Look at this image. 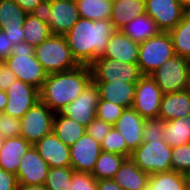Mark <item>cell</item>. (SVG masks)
I'll list each match as a JSON object with an SVG mask.
<instances>
[{"label": "cell", "instance_id": "obj_29", "mask_svg": "<svg viewBox=\"0 0 190 190\" xmlns=\"http://www.w3.org/2000/svg\"><path fill=\"white\" fill-rule=\"evenodd\" d=\"M176 55L190 60V10H186L182 20L169 31Z\"/></svg>", "mask_w": 190, "mask_h": 190}, {"label": "cell", "instance_id": "obj_31", "mask_svg": "<svg viewBox=\"0 0 190 190\" xmlns=\"http://www.w3.org/2000/svg\"><path fill=\"white\" fill-rule=\"evenodd\" d=\"M27 14L14 0H0V30L22 28Z\"/></svg>", "mask_w": 190, "mask_h": 190}, {"label": "cell", "instance_id": "obj_49", "mask_svg": "<svg viewBox=\"0 0 190 190\" xmlns=\"http://www.w3.org/2000/svg\"><path fill=\"white\" fill-rule=\"evenodd\" d=\"M18 190H47L45 185H18Z\"/></svg>", "mask_w": 190, "mask_h": 190}, {"label": "cell", "instance_id": "obj_44", "mask_svg": "<svg viewBox=\"0 0 190 190\" xmlns=\"http://www.w3.org/2000/svg\"><path fill=\"white\" fill-rule=\"evenodd\" d=\"M31 14L37 17L40 21L48 24L51 15V0H43L36 6Z\"/></svg>", "mask_w": 190, "mask_h": 190}, {"label": "cell", "instance_id": "obj_32", "mask_svg": "<svg viewBox=\"0 0 190 190\" xmlns=\"http://www.w3.org/2000/svg\"><path fill=\"white\" fill-rule=\"evenodd\" d=\"M125 159L122 155L102 151L91 174L96 180L113 179Z\"/></svg>", "mask_w": 190, "mask_h": 190}, {"label": "cell", "instance_id": "obj_52", "mask_svg": "<svg viewBox=\"0 0 190 190\" xmlns=\"http://www.w3.org/2000/svg\"><path fill=\"white\" fill-rule=\"evenodd\" d=\"M5 138H3L2 136H0V148L2 147L3 143H4Z\"/></svg>", "mask_w": 190, "mask_h": 190}, {"label": "cell", "instance_id": "obj_37", "mask_svg": "<svg viewBox=\"0 0 190 190\" xmlns=\"http://www.w3.org/2000/svg\"><path fill=\"white\" fill-rule=\"evenodd\" d=\"M123 106L113 104L106 100H99L96 108V117L103 120L106 123L114 125L115 122L120 118L123 110Z\"/></svg>", "mask_w": 190, "mask_h": 190}, {"label": "cell", "instance_id": "obj_48", "mask_svg": "<svg viewBox=\"0 0 190 190\" xmlns=\"http://www.w3.org/2000/svg\"><path fill=\"white\" fill-rule=\"evenodd\" d=\"M28 14L36 8L43 0H14Z\"/></svg>", "mask_w": 190, "mask_h": 190}, {"label": "cell", "instance_id": "obj_25", "mask_svg": "<svg viewBox=\"0 0 190 190\" xmlns=\"http://www.w3.org/2000/svg\"><path fill=\"white\" fill-rule=\"evenodd\" d=\"M86 131V127L72 118L55 113L53 121V133L68 146L79 140Z\"/></svg>", "mask_w": 190, "mask_h": 190}, {"label": "cell", "instance_id": "obj_34", "mask_svg": "<svg viewBox=\"0 0 190 190\" xmlns=\"http://www.w3.org/2000/svg\"><path fill=\"white\" fill-rule=\"evenodd\" d=\"M73 173L71 166L49 168L44 185L47 190H70Z\"/></svg>", "mask_w": 190, "mask_h": 190}, {"label": "cell", "instance_id": "obj_22", "mask_svg": "<svg viewBox=\"0 0 190 190\" xmlns=\"http://www.w3.org/2000/svg\"><path fill=\"white\" fill-rule=\"evenodd\" d=\"M190 114V88L163 94L158 118L169 121Z\"/></svg>", "mask_w": 190, "mask_h": 190}, {"label": "cell", "instance_id": "obj_6", "mask_svg": "<svg viewBox=\"0 0 190 190\" xmlns=\"http://www.w3.org/2000/svg\"><path fill=\"white\" fill-rule=\"evenodd\" d=\"M171 153L172 147L164 139H150L142 142L130 157L138 168L151 175L171 170Z\"/></svg>", "mask_w": 190, "mask_h": 190}, {"label": "cell", "instance_id": "obj_42", "mask_svg": "<svg viewBox=\"0 0 190 190\" xmlns=\"http://www.w3.org/2000/svg\"><path fill=\"white\" fill-rule=\"evenodd\" d=\"M16 80L17 77L5 61H0V90L6 92L10 85Z\"/></svg>", "mask_w": 190, "mask_h": 190}, {"label": "cell", "instance_id": "obj_11", "mask_svg": "<svg viewBox=\"0 0 190 190\" xmlns=\"http://www.w3.org/2000/svg\"><path fill=\"white\" fill-rule=\"evenodd\" d=\"M145 13L162 32L172 30L183 18L186 9L179 0H144Z\"/></svg>", "mask_w": 190, "mask_h": 190}, {"label": "cell", "instance_id": "obj_15", "mask_svg": "<svg viewBox=\"0 0 190 190\" xmlns=\"http://www.w3.org/2000/svg\"><path fill=\"white\" fill-rule=\"evenodd\" d=\"M17 170L18 185H44L49 166L32 145L21 157Z\"/></svg>", "mask_w": 190, "mask_h": 190}, {"label": "cell", "instance_id": "obj_10", "mask_svg": "<svg viewBox=\"0 0 190 190\" xmlns=\"http://www.w3.org/2000/svg\"><path fill=\"white\" fill-rule=\"evenodd\" d=\"M163 92L150 75L136 83L132 108L144 119L158 118Z\"/></svg>", "mask_w": 190, "mask_h": 190}, {"label": "cell", "instance_id": "obj_13", "mask_svg": "<svg viewBox=\"0 0 190 190\" xmlns=\"http://www.w3.org/2000/svg\"><path fill=\"white\" fill-rule=\"evenodd\" d=\"M6 93L8 99L4 113L19 119L40 101V90L18 79L10 85Z\"/></svg>", "mask_w": 190, "mask_h": 190}, {"label": "cell", "instance_id": "obj_18", "mask_svg": "<svg viewBox=\"0 0 190 190\" xmlns=\"http://www.w3.org/2000/svg\"><path fill=\"white\" fill-rule=\"evenodd\" d=\"M33 146L50 168L70 166V146L65 145L53 132Z\"/></svg>", "mask_w": 190, "mask_h": 190}, {"label": "cell", "instance_id": "obj_23", "mask_svg": "<svg viewBox=\"0 0 190 190\" xmlns=\"http://www.w3.org/2000/svg\"><path fill=\"white\" fill-rule=\"evenodd\" d=\"M32 145L21 136L5 138L0 148V167L5 171L17 174L21 157Z\"/></svg>", "mask_w": 190, "mask_h": 190}, {"label": "cell", "instance_id": "obj_4", "mask_svg": "<svg viewBox=\"0 0 190 190\" xmlns=\"http://www.w3.org/2000/svg\"><path fill=\"white\" fill-rule=\"evenodd\" d=\"M35 55L47 74L66 72L79 66L65 35H51L35 47Z\"/></svg>", "mask_w": 190, "mask_h": 190}, {"label": "cell", "instance_id": "obj_28", "mask_svg": "<svg viewBox=\"0 0 190 190\" xmlns=\"http://www.w3.org/2000/svg\"><path fill=\"white\" fill-rule=\"evenodd\" d=\"M163 136L165 142L172 148L190 143V114L185 118L166 121Z\"/></svg>", "mask_w": 190, "mask_h": 190}, {"label": "cell", "instance_id": "obj_7", "mask_svg": "<svg viewBox=\"0 0 190 190\" xmlns=\"http://www.w3.org/2000/svg\"><path fill=\"white\" fill-rule=\"evenodd\" d=\"M150 76L163 94L174 93L190 88V60L178 55L167 60Z\"/></svg>", "mask_w": 190, "mask_h": 190}, {"label": "cell", "instance_id": "obj_24", "mask_svg": "<svg viewBox=\"0 0 190 190\" xmlns=\"http://www.w3.org/2000/svg\"><path fill=\"white\" fill-rule=\"evenodd\" d=\"M142 14H145L144 0H113L110 19L116 30H122Z\"/></svg>", "mask_w": 190, "mask_h": 190}, {"label": "cell", "instance_id": "obj_36", "mask_svg": "<svg viewBox=\"0 0 190 190\" xmlns=\"http://www.w3.org/2000/svg\"><path fill=\"white\" fill-rule=\"evenodd\" d=\"M171 170L186 175L190 173V143L172 148Z\"/></svg>", "mask_w": 190, "mask_h": 190}, {"label": "cell", "instance_id": "obj_38", "mask_svg": "<svg viewBox=\"0 0 190 190\" xmlns=\"http://www.w3.org/2000/svg\"><path fill=\"white\" fill-rule=\"evenodd\" d=\"M166 121L160 118L144 119L143 142L150 139H164Z\"/></svg>", "mask_w": 190, "mask_h": 190}, {"label": "cell", "instance_id": "obj_20", "mask_svg": "<svg viewBox=\"0 0 190 190\" xmlns=\"http://www.w3.org/2000/svg\"><path fill=\"white\" fill-rule=\"evenodd\" d=\"M98 91L100 100H106L123 106L124 108L132 107L136 84L129 82H93Z\"/></svg>", "mask_w": 190, "mask_h": 190}, {"label": "cell", "instance_id": "obj_17", "mask_svg": "<svg viewBox=\"0 0 190 190\" xmlns=\"http://www.w3.org/2000/svg\"><path fill=\"white\" fill-rule=\"evenodd\" d=\"M113 127L124 137L131 152L143 142L144 118L132 107L123 110Z\"/></svg>", "mask_w": 190, "mask_h": 190}, {"label": "cell", "instance_id": "obj_5", "mask_svg": "<svg viewBox=\"0 0 190 190\" xmlns=\"http://www.w3.org/2000/svg\"><path fill=\"white\" fill-rule=\"evenodd\" d=\"M169 32H160L139 44L138 66L143 75H150L175 56Z\"/></svg>", "mask_w": 190, "mask_h": 190}, {"label": "cell", "instance_id": "obj_3", "mask_svg": "<svg viewBox=\"0 0 190 190\" xmlns=\"http://www.w3.org/2000/svg\"><path fill=\"white\" fill-rule=\"evenodd\" d=\"M4 61L18 80L41 90L47 73L36 58L34 46L24 41L18 43L13 46L12 54Z\"/></svg>", "mask_w": 190, "mask_h": 190}, {"label": "cell", "instance_id": "obj_8", "mask_svg": "<svg viewBox=\"0 0 190 190\" xmlns=\"http://www.w3.org/2000/svg\"><path fill=\"white\" fill-rule=\"evenodd\" d=\"M92 82H129L136 84L143 76L137 63L98 57L90 66Z\"/></svg>", "mask_w": 190, "mask_h": 190}, {"label": "cell", "instance_id": "obj_16", "mask_svg": "<svg viewBox=\"0 0 190 190\" xmlns=\"http://www.w3.org/2000/svg\"><path fill=\"white\" fill-rule=\"evenodd\" d=\"M79 18L76 2L51 0V15L48 25L53 35H65Z\"/></svg>", "mask_w": 190, "mask_h": 190}, {"label": "cell", "instance_id": "obj_45", "mask_svg": "<svg viewBox=\"0 0 190 190\" xmlns=\"http://www.w3.org/2000/svg\"><path fill=\"white\" fill-rule=\"evenodd\" d=\"M12 42L6 37V33L0 30V61H4L12 54Z\"/></svg>", "mask_w": 190, "mask_h": 190}, {"label": "cell", "instance_id": "obj_53", "mask_svg": "<svg viewBox=\"0 0 190 190\" xmlns=\"http://www.w3.org/2000/svg\"><path fill=\"white\" fill-rule=\"evenodd\" d=\"M188 180H189V185H190V173L188 174Z\"/></svg>", "mask_w": 190, "mask_h": 190}, {"label": "cell", "instance_id": "obj_1", "mask_svg": "<svg viewBox=\"0 0 190 190\" xmlns=\"http://www.w3.org/2000/svg\"><path fill=\"white\" fill-rule=\"evenodd\" d=\"M115 31L111 19L93 21L79 18L65 37L77 63L90 66L98 57L103 56Z\"/></svg>", "mask_w": 190, "mask_h": 190}, {"label": "cell", "instance_id": "obj_33", "mask_svg": "<svg viewBox=\"0 0 190 190\" xmlns=\"http://www.w3.org/2000/svg\"><path fill=\"white\" fill-rule=\"evenodd\" d=\"M113 0H76L80 18L110 19Z\"/></svg>", "mask_w": 190, "mask_h": 190}, {"label": "cell", "instance_id": "obj_12", "mask_svg": "<svg viewBox=\"0 0 190 190\" xmlns=\"http://www.w3.org/2000/svg\"><path fill=\"white\" fill-rule=\"evenodd\" d=\"M99 100V91L92 82L60 113L87 127L96 117V108Z\"/></svg>", "mask_w": 190, "mask_h": 190}, {"label": "cell", "instance_id": "obj_9", "mask_svg": "<svg viewBox=\"0 0 190 190\" xmlns=\"http://www.w3.org/2000/svg\"><path fill=\"white\" fill-rule=\"evenodd\" d=\"M55 113L41 100L33 105L20 119L21 137L35 145L44 136L53 132Z\"/></svg>", "mask_w": 190, "mask_h": 190}, {"label": "cell", "instance_id": "obj_21", "mask_svg": "<svg viewBox=\"0 0 190 190\" xmlns=\"http://www.w3.org/2000/svg\"><path fill=\"white\" fill-rule=\"evenodd\" d=\"M150 174L137 167L136 162L126 158L113 180L124 190H148Z\"/></svg>", "mask_w": 190, "mask_h": 190}, {"label": "cell", "instance_id": "obj_35", "mask_svg": "<svg viewBox=\"0 0 190 190\" xmlns=\"http://www.w3.org/2000/svg\"><path fill=\"white\" fill-rule=\"evenodd\" d=\"M100 146L103 152L116 153L126 158L130 157L132 153L127 148L124 137L115 127H112L104 140L100 142Z\"/></svg>", "mask_w": 190, "mask_h": 190}, {"label": "cell", "instance_id": "obj_40", "mask_svg": "<svg viewBox=\"0 0 190 190\" xmlns=\"http://www.w3.org/2000/svg\"><path fill=\"white\" fill-rule=\"evenodd\" d=\"M70 190H97V180L91 173L74 171Z\"/></svg>", "mask_w": 190, "mask_h": 190}, {"label": "cell", "instance_id": "obj_2", "mask_svg": "<svg viewBox=\"0 0 190 190\" xmlns=\"http://www.w3.org/2000/svg\"><path fill=\"white\" fill-rule=\"evenodd\" d=\"M91 83L92 74L87 65H79L66 72L47 74L40 90V100L54 113L61 112Z\"/></svg>", "mask_w": 190, "mask_h": 190}, {"label": "cell", "instance_id": "obj_30", "mask_svg": "<svg viewBox=\"0 0 190 190\" xmlns=\"http://www.w3.org/2000/svg\"><path fill=\"white\" fill-rule=\"evenodd\" d=\"M22 29L24 31V42L34 47L40 45L52 35L49 25L32 14H27Z\"/></svg>", "mask_w": 190, "mask_h": 190}, {"label": "cell", "instance_id": "obj_50", "mask_svg": "<svg viewBox=\"0 0 190 190\" xmlns=\"http://www.w3.org/2000/svg\"><path fill=\"white\" fill-rule=\"evenodd\" d=\"M7 93L5 91L0 90V113L4 112L7 105Z\"/></svg>", "mask_w": 190, "mask_h": 190}, {"label": "cell", "instance_id": "obj_14", "mask_svg": "<svg viewBox=\"0 0 190 190\" xmlns=\"http://www.w3.org/2000/svg\"><path fill=\"white\" fill-rule=\"evenodd\" d=\"M101 152L100 143L85 132L70 146V166L77 172L92 173Z\"/></svg>", "mask_w": 190, "mask_h": 190}, {"label": "cell", "instance_id": "obj_43", "mask_svg": "<svg viewBox=\"0 0 190 190\" xmlns=\"http://www.w3.org/2000/svg\"><path fill=\"white\" fill-rule=\"evenodd\" d=\"M0 190H18L17 176L0 167Z\"/></svg>", "mask_w": 190, "mask_h": 190}, {"label": "cell", "instance_id": "obj_26", "mask_svg": "<svg viewBox=\"0 0 190 190\" xmlns=\"http://www.w3.org/2000/svg\"><path fill=\"white\" fill-rule=\"evenodd\" d=\"M121 31L139 44L161 32L154 20L146 13L133 19Z\"/></svg>", "mask_w": 190, "mask_h": 190}, {"label": "cell", "instance_id": "obj_27", "mask_svg": "<svg viewBox=\"0 0 190 190\" xmlns=\"http://www.w3.org/2000/svg\"><path fill=\"white\" fill-rule=\"evenodd\" d=\"M188 185V175L170 170L151 174L148 190H187Z\"/></svg>", "mask_w": 190, "mask_h": 190}, {"label": "cell", "instance_id": "obj_46", "mask_svg": "<svg viewBox=\"0 0 190 190\" xmlns=\"http://www.w3.org/2000/svg\"><path fill=\"white\" fill-rule=\"evenodd\" d=\"M1 30L6 33V37L9 38L13 46L24 41L23 39L24 31L22 28L1 29Z\"/></svg>", "mask_w": 190, "mask_h": 190}, {"label": "cell", "instance_id": "obj_19", "mask_svg": "<svg viewBox=\"0 0 190 190\" xmlns=\"http://www.w3.org/2000/svg\"><path fill=\"white\" fill-rule=\"evenodd\" d=\"M139 43L133 41L121 30H116L107 44L103 57L122 63L138 62Z\"/></svg>", "mask_w": 190, "mask_h": 190}, {"label": "cell", "instance_id": "obj_41", "mask_svg": "<svg viewBox=\"0 0 190 190\" xmlns=\"http://www.w3.org/2000/svg\"><path fill=\"white\" fill-rule=\"evenodd\" d=\"M112 127L113 125L95 117V119L86 127L85 132L100 143L104 140Z\"/></svg>", "mask_w": 190, "mask_h": 190}, {"label": "cell", "instance_id": "obj_51", "mask_svg": "<svg viewBox=\"0 0 190 190\" xmlns=\"http://www.w3.org/2000/svg\"><path fill=\"white\" fill-rule=\"evenodd\" d=\"M186 10H190V0H179Z\"/></svg>", "mask_w": 190, "mask_h": 190}, {"label": "cell", "instance_id": "obj_47", "mask_svg": "<svg viewBox=\"0 0 190 190\" xmlns=\"http://www.w3.org/2000/svg\"><path fill=\"white\" fill-rule=\"evenodd\" d=\"M97 190H124L113 179L97 180Z\"/></svg>", "mask_w": 190, "mask_h": 190}, {"label": "cell", "instance_id": "obj_39", "mask_svg": "<svg viewBox=\"0 0 190 190\" xmlns=\"http://www.w3.org/2000/svg\"><path fill=\"white\" fill-rule=\"evenodd\" d=\"M21 134L20 119L14 116L0 113V136L3 138L17 137Z\"/></svg>", "mask_w": 190, "mask_h": 190}]
</instances>
